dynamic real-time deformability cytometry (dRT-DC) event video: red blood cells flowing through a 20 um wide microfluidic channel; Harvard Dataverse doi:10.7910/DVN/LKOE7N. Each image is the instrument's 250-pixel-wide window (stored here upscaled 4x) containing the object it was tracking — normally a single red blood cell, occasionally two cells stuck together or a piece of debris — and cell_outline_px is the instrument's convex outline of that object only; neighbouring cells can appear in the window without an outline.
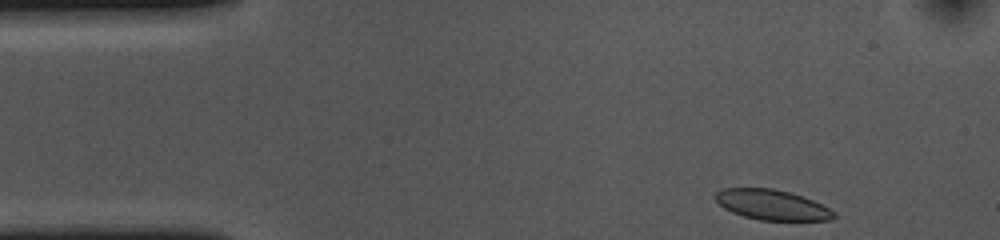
{"species": "common noctule bat (a hibernating species)", "species_latin": "Nyctalus noctula", "temperature_condition": "cold", "stored_images_in_passage": 8, "camera_frame_rate_fps": 3000, "um_per_image_px": 0.085, "animal": {"sex": "female", "body_mass_g": 10.0, "forearm_length_mm": 53.1}, "frame": {"image": 1, "passage_image": 1, "time_ms": 0.0, "image_size_px": [1000, 240], "cell_outline_px": [[836, 216], [832, 220], [760, 220], [744, 216], [732, 212], [724, 208], [712, 196], [716, 192], [724, 188], [772, 188], [788, 192], [812, 200], [836, 212]], "centroid_in_image_um": [65.59, 17.41], "position_along_channel_um": 19.4, "area_um2": 20.69}}